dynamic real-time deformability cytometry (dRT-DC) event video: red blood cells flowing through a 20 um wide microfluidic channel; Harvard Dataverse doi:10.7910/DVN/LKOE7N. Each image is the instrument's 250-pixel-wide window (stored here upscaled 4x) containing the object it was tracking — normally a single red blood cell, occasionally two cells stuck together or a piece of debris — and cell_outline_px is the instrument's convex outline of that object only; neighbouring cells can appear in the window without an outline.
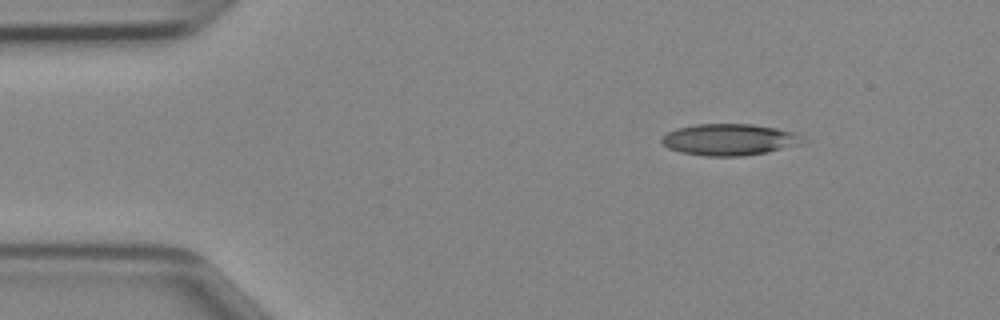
{"species": "Egyptian fruit bat (a non-hibernating species)", "species_latin": "Rousettus aegyptiacus", "temperature_condition": "cold", "stored_images_in_passage": 41, "camera_frame_rate_fps": 3000, "um_per_image_px": 0.085, "animal": {"sex": "female"}, "frame": {"image": 1, "passage_image": 1, "time_ms": 0.0, "image_size_px": [1000, 320], "cell_outline_px": [[808, 140], [804, 144], [768, 152], [744, 156], [704, 156], [680, 152], [668, 148], [660, 140], [668, 132], [676, 128], [696, 124], [752, 124], [776, 128], [796, 132], [808, 136]], "centroid_in_image_um": [62.11, 11.87], "position_along_channel_um": 22.9, "area_um2": 26.41}}
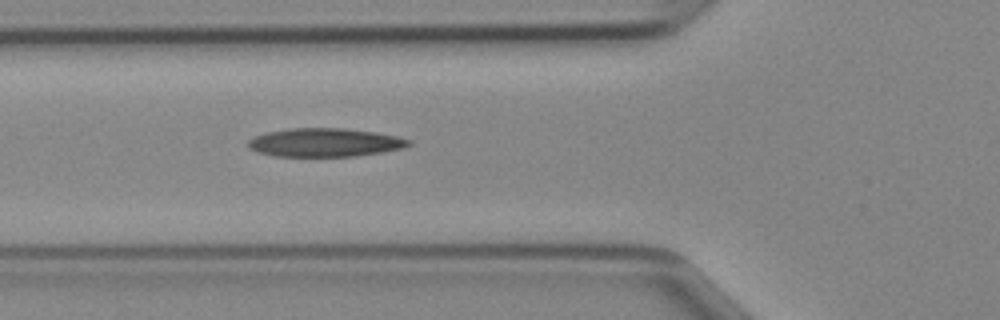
{"frame": {"image": 2, "passage_image": 11, "time_ms": 3.333, "image_size_px": [1000, 320], "cell_outline_px": [[412, 144], [404, 148], [356, 156], [272, 156], [256, 152], [248, 148], [248, 140], [252, 136], [268, 132], [288, 128], [344, 128], [376, 132], [396, 136], [412, 140]], "centroid_in_image_um": [27.59, 12.11], "position_along_channel_um": 98.2, "area_um2": 26.88}}
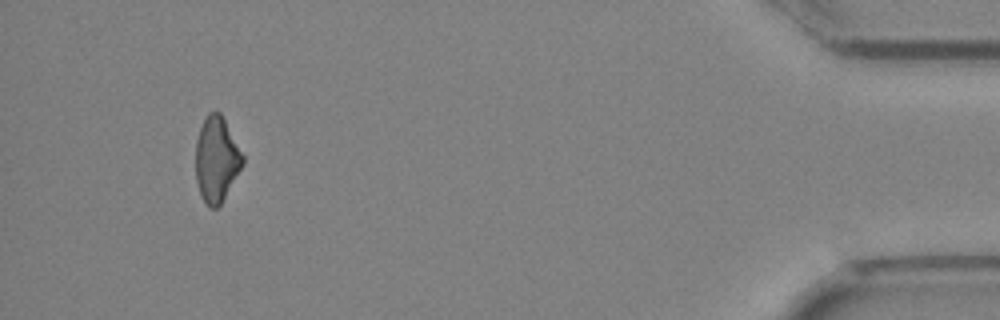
{"frame": {"image": 3, "passage_image": 38, "time_ms": 12.333, "image_size_px": [1000, 320], "cell_outline_px": [[244, 164], [220, 204], [216, 208], [208, 208], [200, 196], [196, 180], [196, 140], [200, 128], [208, 112], [220, 112], [244, 156]], "centroid_in_image_um": [18.39, 13.57], "position_along_channel_um": 416.8, "area_um2": 23.24}}